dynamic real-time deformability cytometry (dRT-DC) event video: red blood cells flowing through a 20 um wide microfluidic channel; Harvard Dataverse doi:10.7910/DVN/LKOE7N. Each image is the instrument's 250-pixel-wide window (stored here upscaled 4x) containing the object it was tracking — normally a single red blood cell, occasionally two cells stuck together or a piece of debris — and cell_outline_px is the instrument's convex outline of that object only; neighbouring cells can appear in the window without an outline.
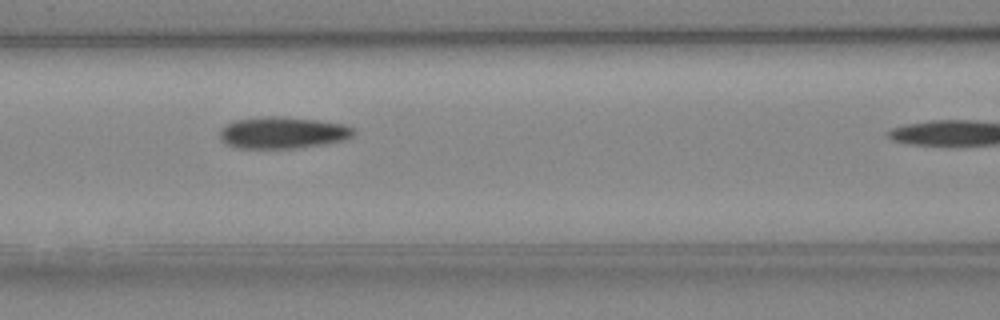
{"species": "Egyptian fruit bat (a non-hibernating species)", "species_latin": "Rousettus aegyptiacus", "temperature_condition": "cold", "stored_images_in_passage": 23, "camera_frame_rate_fps": 3000, "um_per_image_px": 0.085, "animal": {"sex": "female"}, "frame": {"image": 1, "passage_image": 14, "time_ms": 4.333, "image_size_px": [1000, 320], "cell_outline_px": [[356, 132], [352, 136], [344, 140], [324, 144], [300, 148], [236, 148], [220, 140], [220, 128], [236, 120], [264, 116], [280, 116], [316, 120], [344, 124], [356, 128]], "centroid_in_image_um": [24.05, 11.28], "position_along_channel_um": 142.5, "area_um2": 24.85}}
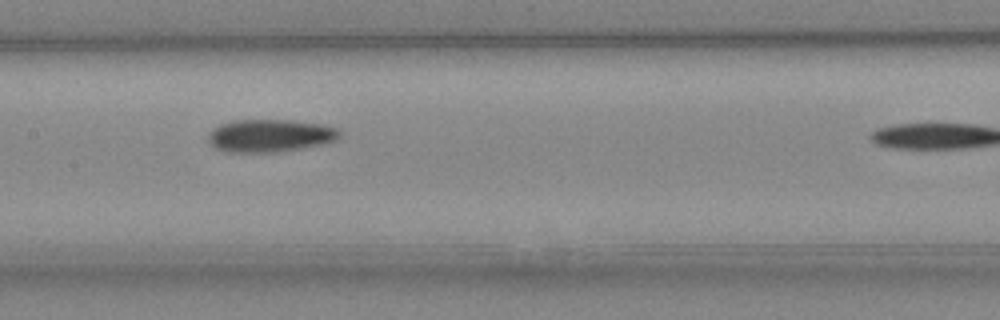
{"frame": {"image": 2, "passage_image": 17, "time_ms": 5.333, "image_size_px": [1000, 320], "cell_outline_px": [[340, 136], [336, 140], [324, 144], [276, 152], [224, 152], [216, 148], [208, 140], [208, 132], [212, 128], [220, 124], [236, 120], [292, 120], [324, 124], [336, 128], [340, 132]], "centroid_in_image_um": [22.94, 11.52], "position_along_channel_um": 184.5, "area_um2": 25.14}}
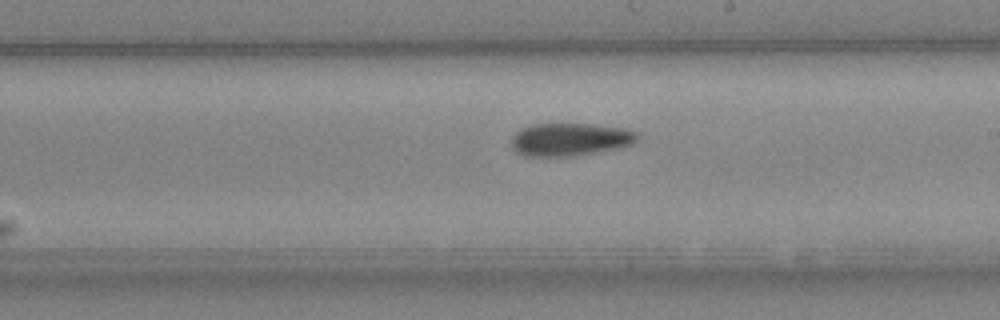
{"frame": {"image": 3, "passage_image": 21, "time_ms": 6.667, "image_size_px": [1000, 320], "cell_outline_px": [[640, 136], [632, 144], [620, 148], [572, 156], [524, 156], [516, 152], [512, 148], [512, 136], [520, 128], [532, 124], [592, 124], [624, 128], [636, 132]], "centroid_in_image_um": [48.44, 11.85], "position_along_channel_um": 240.6, "area_um2": 24.22}}